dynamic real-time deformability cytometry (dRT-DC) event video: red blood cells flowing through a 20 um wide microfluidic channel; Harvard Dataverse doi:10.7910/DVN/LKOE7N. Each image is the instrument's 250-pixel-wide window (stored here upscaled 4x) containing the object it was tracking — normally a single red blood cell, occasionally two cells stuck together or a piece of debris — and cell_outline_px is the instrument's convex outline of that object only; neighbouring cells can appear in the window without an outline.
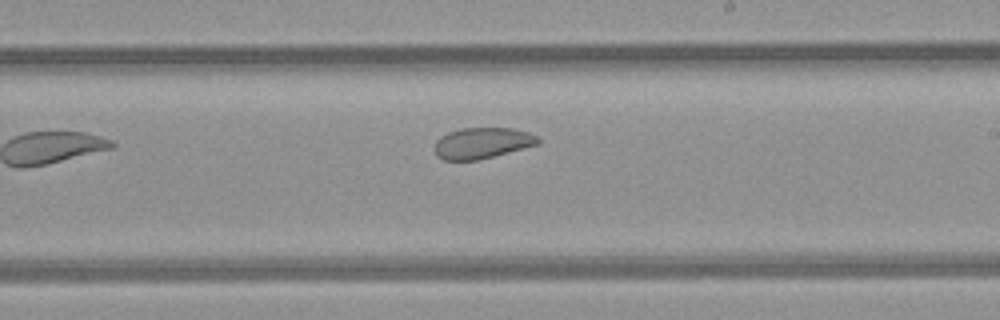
{"species": "common noctule bat (a hibernating species)", "species_latin": "Nyctalus noctula", "temperature_condition": "room temperature", "stored_images_in_passage": 8, "segment_of_instrument_passage": [2, 2], "camera_frame_rate_fps": 3000, "um_per_image_px": 0.085, "animal": {"sex": "female", "body_mass_g": 21.9}, "frame": {"image": 1, "passage_image": 8, "time_ms": 9.0, "image_size_px": [1000, 320], "cell_outline_px": [[540, 144], [476, 160], [444, 160], [436, 156], [432, 148], [436, 140], [440, 136], [448, 132], [460, 128], [512, 128], [528, 132], [536, 136], [540, 140]], "centroid_in_image_um": [40.93, 12.15], "position_along_channel_um": 248.1, "area_um2": 18.79}}